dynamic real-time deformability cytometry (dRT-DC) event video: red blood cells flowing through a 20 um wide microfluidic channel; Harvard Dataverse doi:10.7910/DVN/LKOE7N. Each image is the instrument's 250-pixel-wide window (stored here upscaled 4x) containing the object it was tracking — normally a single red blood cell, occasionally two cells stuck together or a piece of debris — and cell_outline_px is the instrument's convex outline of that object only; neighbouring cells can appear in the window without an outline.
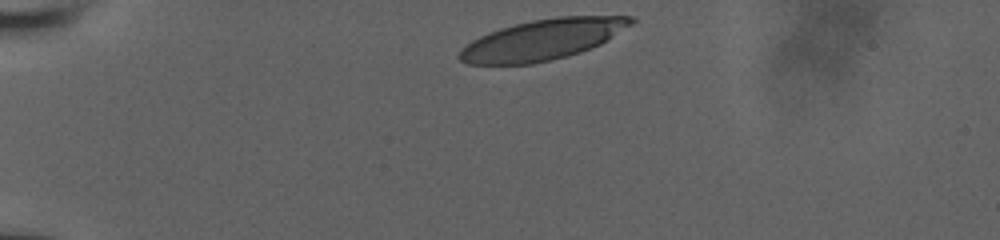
{"species": "human", "species_latin": "Homo sapiens", "temperature_condition": "room temperature", "stored_images_in_passage": 14, "camera_frame_rate_fps": 3000, "um_per_image_px": 0.085, "donor": {"sex": "male"}, "frame": {"image": 1, "passage_image": 1, "time_ms": 0.0, "image_size_px": [1000, 240], "cell_outline_px": [[636, 20], [632, 24], [608, 40], [600, 44], [580, 52], [552, 60], [532, 64], [468, 64], [460, 60], [456, 56], [460, 48], [472, 40], [488, 32], [500, 28], [532, 20], [556, 16], [632, 16]], "centroid_in_image_um": [46.1, 3.37], "position_along_channel_um": 38.9, "area_um2": 40.63}}
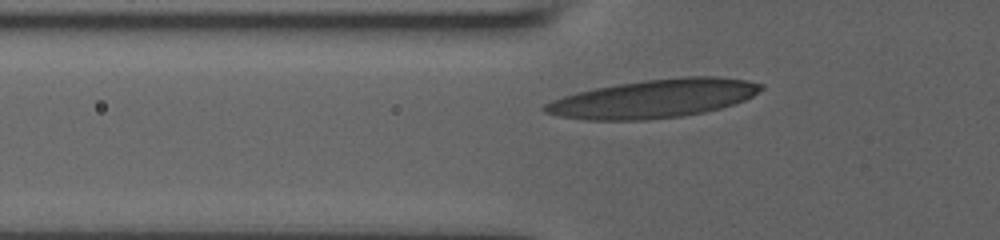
{"frame": {"image": 2, "passage_image": 9, "time_ms": 2.333, "image_size_px": [1000, 240], "cell_outline_px": [[764, 88], [752, 96], [744, 100], [720, 108], [704, 112], [680, 116], [648, 120], [584, 120], [560, 116], [544, 112], [540, 108], [544, 104], [552, 100], [564, 96], [596, 88], [644, 80], [684, 76], [716, 76], [748, 80], [764, 84]], "centroid_in_image_um": [55.58, 8.38], "position_along_channel_um": 70.2, "area_um2": 48.26}}
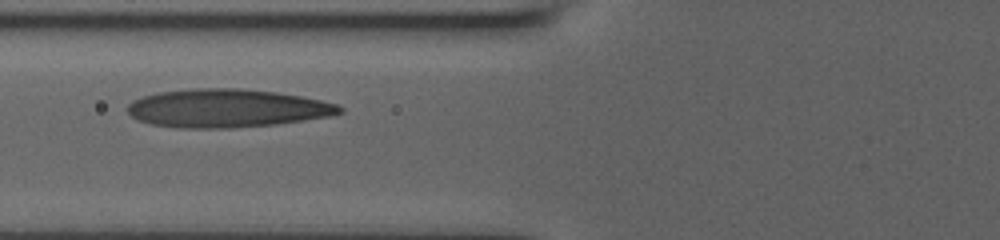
{"frame": {"image": 3, "passage_image": 13, "time_ms": 3.333, "image_size_px": [1000, 240], "cell_outline_px": [[344, 112], [328, 116], [304, 120], [276, 124], [228, 128], [184, 128], [152, 124], [140, 120], [132, 116], [128, 112], [128, 104], [132, 100], [144, 96], [160, 92], [196, 88], [240, 88], [276, 92], [300, 96], [320, 100], [336, 104], [344, 108]], "centroid_in_image_um": [19.3, 9.2], "position_along_channel_um": 106.5, "area_um2": 47.05}}